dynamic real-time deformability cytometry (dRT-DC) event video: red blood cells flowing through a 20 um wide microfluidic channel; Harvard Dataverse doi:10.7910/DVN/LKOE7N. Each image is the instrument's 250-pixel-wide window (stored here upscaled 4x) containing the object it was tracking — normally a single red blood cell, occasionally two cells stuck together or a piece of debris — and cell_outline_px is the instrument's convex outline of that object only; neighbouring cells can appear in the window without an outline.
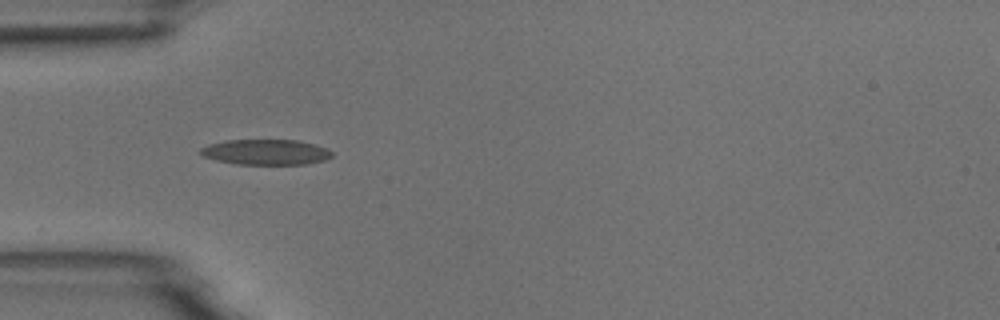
{"species": "common noctule bat (a hibernating species)", "species_latin": "Nyctalus noctula", "temperature_condition": "room temperature", "stored_images_in_passage": 8, "camera_frame_rate_fps": 3000, "um_per_image_px": 0.085, "animal": {"sex": "male", "body_mass_g": 18.8}, "frame": {"image": 1, "passage_image": 4, "time_ms": 4.333, "image_size_px": [1000, 320], "cell_outline_px": [[332, 156], [324, 160], [308, 164], [236, 164], [216, 160], [204, 156], [196, 152], [200, 148], [208, 144], [224, 140], [300, 140], [328, 148], [332, 152]], "centroid_in_image_um": [22.57, 12.92], "position_along_channel_um": 62.4, "area_um2": 19.65}}
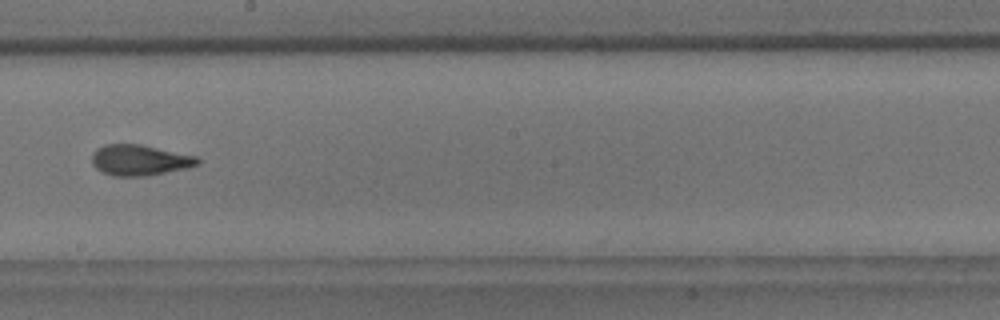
{"frame": {"image": 2, "passage_image": 8, "time_ms": 9.0, "image_size_px": [1000, 320], "cell_outline_px": [[200, 164], [188, 168], [144, 176], [112, 176], [100, 172], [92, 164], [92, 152], [96, 148], [104, 144], [140, 144], [196, 156], [200, 160]], "centroid_in_image_um": [11.84, 13.61], "position_along_channel_um": 236.4, "area_um2": 19.07}}